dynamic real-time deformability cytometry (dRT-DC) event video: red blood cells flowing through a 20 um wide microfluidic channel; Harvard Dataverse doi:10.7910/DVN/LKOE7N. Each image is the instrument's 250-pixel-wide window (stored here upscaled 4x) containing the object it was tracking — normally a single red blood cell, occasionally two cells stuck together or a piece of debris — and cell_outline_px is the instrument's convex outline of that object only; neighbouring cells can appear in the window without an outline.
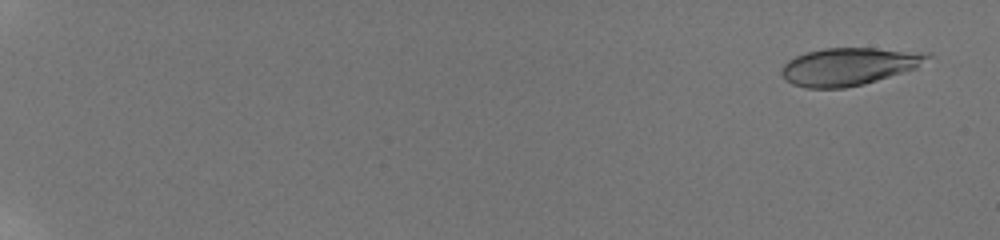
{"species": "human", "species_latin": "Homo sapiens", "temperature_condition": "room temperature", "stored_images_in_passage": 48, "camera_frame_rate_fps": 3000, "um_per_image_px": 0.085, "donor": {"sex": "male"}, "frame": {"image": 1, "passage_image": 1, "time_ms": 0.0, "image_size_px": [1000, 240], "cell_outline_px": [[932, 56], [916, 68], [864, 84], [844, 88], [808, 88], [792, 84], [780, 72], [784, 64], [788, 60], [796, 56], [808, 52], [824, 48], [876, 48], [932, 52]], "centroid_in_image_um": [72.2, 5.64], "position_along_channel_um": 12.8, "area_um2": 31.91}}
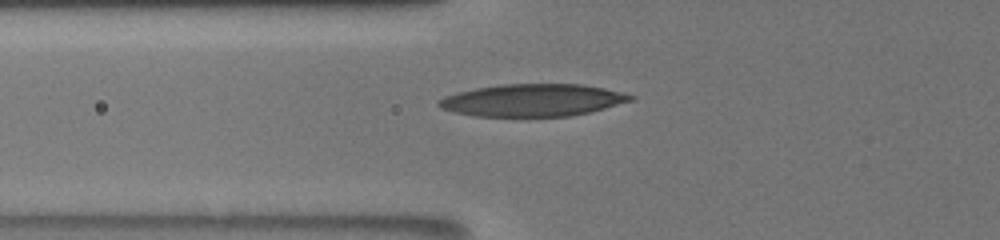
{"frame": {"image": 2, "passage_image": 22, "time_ms": 7.667, "image_size_px": [1000, 240], "cell_outline_px": [[636, 100], [588, 112], [568, 116], [476, 116], [456, 112], [440, 108], [436, 104], [436, 100], [444, 96], [456, 92], [476, 88], [500, 84], [584, 84], [604, 88], [636, 96]], "centroid_in_image_um": [45.26, 8.51], "position_along_channel_um": 80.5, "area_um2": 36.18}}
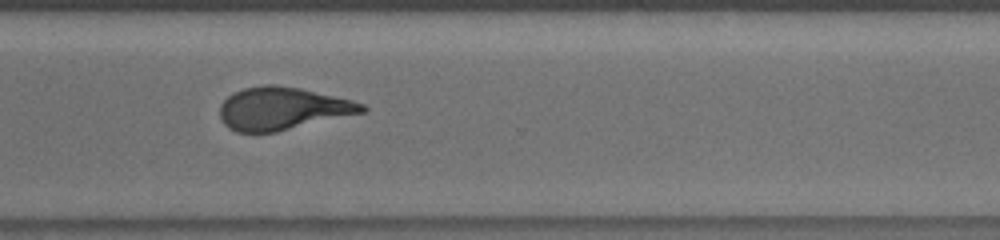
{"frame": {"image": 3, "passage_image": 42, "time_ms": 14.667, "image_size_px": [1000, 240], "cell_outline_px": [[368, 108], [364, 112], [276, 132], [236, 132], [228, 128], [220, 120], [220, 104], [232, 92], [244, 88], [264, 84], [272, 84], [300, 88], [352, 100], [364, 104]], "centroid_in_image_um": [23.97, 9.22], "position_along_channel_um": 346.6, "area_um2": 35.37}, "authors_computed_cell_mechanics": {"area_um2": 35.2002, "velocity_mm_per_s": 3.8319, "shape_relaxation_time_tau1_ms": 5.8122, "shape_relaxation_time_tau2_ms": 1.9007, "deformation_change_tau1": 0.2202, "deformation_change_tau2": 0.1084}}